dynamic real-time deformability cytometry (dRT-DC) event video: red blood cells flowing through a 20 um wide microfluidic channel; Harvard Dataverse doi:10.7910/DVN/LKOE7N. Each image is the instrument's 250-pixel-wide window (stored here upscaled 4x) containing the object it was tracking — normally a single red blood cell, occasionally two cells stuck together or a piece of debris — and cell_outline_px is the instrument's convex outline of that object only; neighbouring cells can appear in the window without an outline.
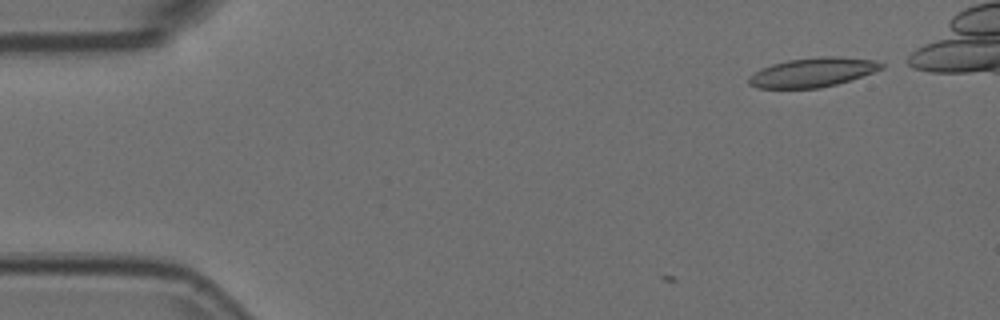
{"species": "Egyptian fruit bat (a non-hibernating species)", "species_latin": "Rousettus aegyptiacus", "temperature_condition": "room temperature", "stored_images_in_passage": 2, "camera_frame_rate_fps": 3000, "um_per_image_px": 0.085, "animal": {"sex": "female"}, "frame": {"image": 1, "passage_image": 2, "time_ms": 0.333, "image_size_px": [1000, 320], "cell_outline_px": [[884, 68], [836, 84], [820, 88], [756, 88], [748, 84], [748, 80], [760, 68], [772, 64], [788, 60], [820, 56], [840, 56], [876, 60], [884, 64]], "centroid_in_image_um": [69.08, 6.14], "position_along_channel_um": 15.9, "area_um2": 22.48}}